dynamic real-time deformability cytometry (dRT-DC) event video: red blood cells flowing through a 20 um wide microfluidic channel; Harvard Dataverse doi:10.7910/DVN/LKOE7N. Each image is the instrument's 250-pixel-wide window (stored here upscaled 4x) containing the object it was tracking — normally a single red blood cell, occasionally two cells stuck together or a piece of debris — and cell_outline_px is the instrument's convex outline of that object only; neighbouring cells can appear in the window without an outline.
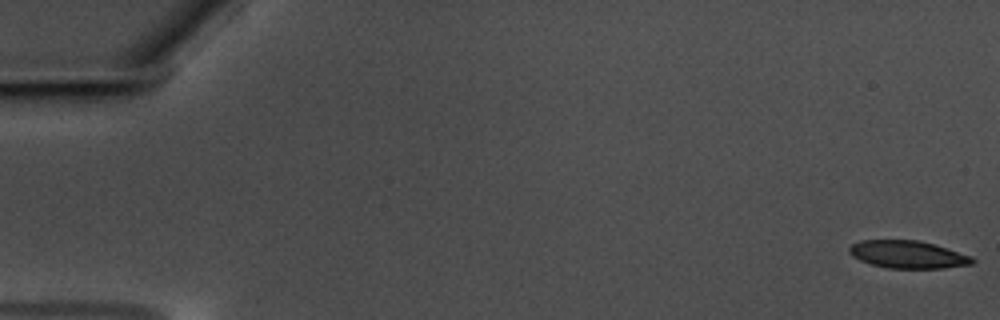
{"species": "common noctule bat (a hibernating species)", "species_latin": "Nyctalus noctula", "temperature_condition": "warm", "stored_images_in_passage": 58, "camera_frame_rate_fps": 3000, "um_per_image_px": 0.085, "animal": {"sex": "male", "body_mass_g": 17.5, "forearm_length_mm": 52.3}, "frame": {"image": 1, "passage_image": 1, "time_ms": 0.0, "image_size_px": [1000, 320], "cell_outline_px": [[976, 260], [972, 264], [944, 268], [888, 268], [872, 264], [860, 260], [852, 256], [848, 252], [848, 248], [852, 244], [860, 240], [920, 240], [936, 244], [972, 256]], "centroid_in_image_um": [77.18, 21.62], "position_along_channel_um": 7.8, "area_um2": 19.94}}
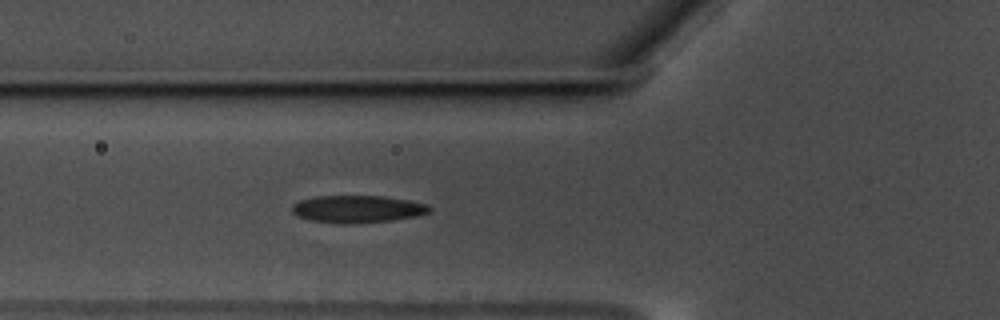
{"frame": {"image": 2, "passage_image": 22, "time_ms": 7.0, "image_size_px": [1000, 320], "cell_outline_px": [[432, 208], [428, 212], [416, 216], [392, 220], [348, 224], [340, 224], [312, 220], [296, 216], [292, 212], [292, 204], [300, 200], [316, 196], [380, 196], [408, 200], [428, 204]], "centroid_in_image_um": [30.36, 17.77], "position_along_channel_um": 95.4, "area_um2": 21.85}}
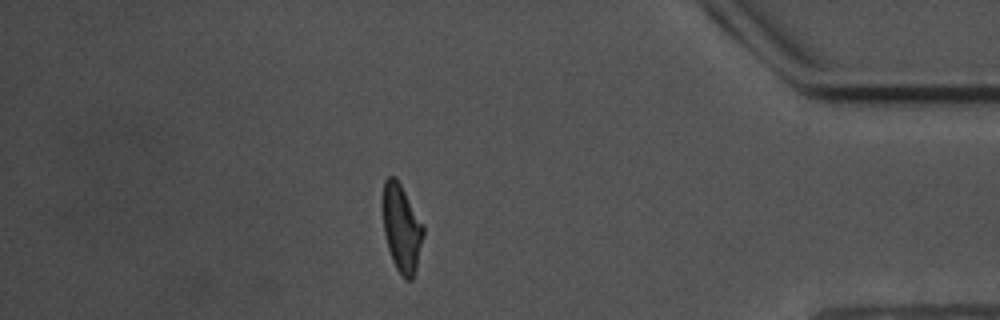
{"frame": {"image": 3, "passage_image": 51, "time_ms": 16.667, "image_size_px": [1000, 320], "cell_outline_px": [[424, 232], [416, 268], [412, 280], [404, 280], [400, 276], [392, 260], [388, 248], [384, 232], [380, 204], [380, 196], [384, 180], [388, 176], [396, 176], [424, 224]], "centroid_in_image_um": [34.09, 19.33], "position_along_channel_um": 401.1, "area_um2": 21.44}, "authors_computed_cell_mechanics": {"area_um2": 21.2126, "velocity_mm_per_s": 3.5355, "shape_relaxation_time_tau1_ms": 4.345, "shape_relaxation_time_tau2_ms": 2.2533, "deformation_change_tau1": 0.1664, "deformation_change_tau2": 0.1154}}